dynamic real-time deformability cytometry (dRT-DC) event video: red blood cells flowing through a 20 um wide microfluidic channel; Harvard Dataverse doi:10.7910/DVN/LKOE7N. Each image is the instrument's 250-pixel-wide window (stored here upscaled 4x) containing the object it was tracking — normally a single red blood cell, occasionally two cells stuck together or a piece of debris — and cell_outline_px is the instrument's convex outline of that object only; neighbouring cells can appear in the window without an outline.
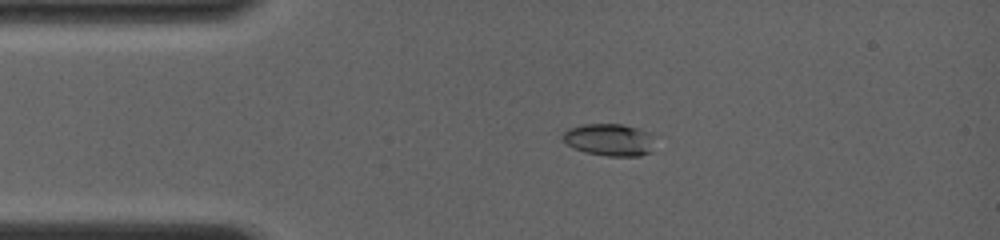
{"species": "common noctule bat (a hibernating species)", "species_latin": "Nyctalus noctula", "temperature_condition": "room temperature", "stored_images_in_passage": 18, "camera_frame_rate_fps": 4000, "um_per_image_px": 0.085, "animal": {"sex": "female", "body_mass_g": 19.0, "forearm_length_mm": 56.7}, "frame": {"image": 1, "passage_image": 5, "time_ms": 2.75, "image_size_px": [1000, 240], "cell_outline_px": [[652, 152], [640, 156], [608, 156], [584, 152], [572, 148], [564, 140], [564, 132], [568, 128], [584, 124], [620, 124], [636, 128], [648, 132]], "centroid_in_image_um": [51.74, 11.89], "position_along_channel_um": 33.3, "area_um2": 16.94}}
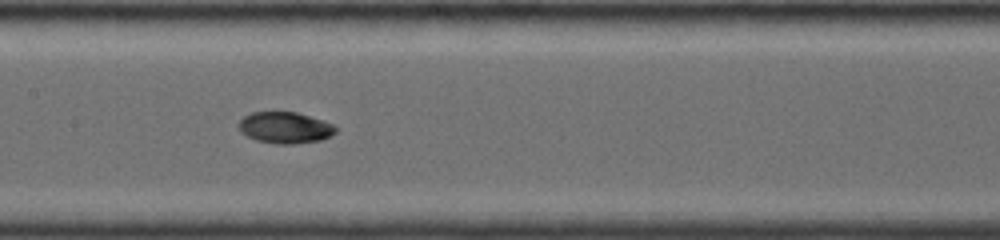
{"frame": {"image": 2, "passage_image": 12, "time_ms": 7.25, "image_size_px": [1000, 240], "cell_outline_px": [[336, 132], [320, 140], [292, 144], [276, 144], [256, 140], [240, 132], [240, 120], [244, 116], [252, 112], [296, 112], [332, 124], [336, 128]], "centroid_in_image_um": [24.2, 10.85], "position_along_channel_um": 183.2, "area_um2": 17.4}}
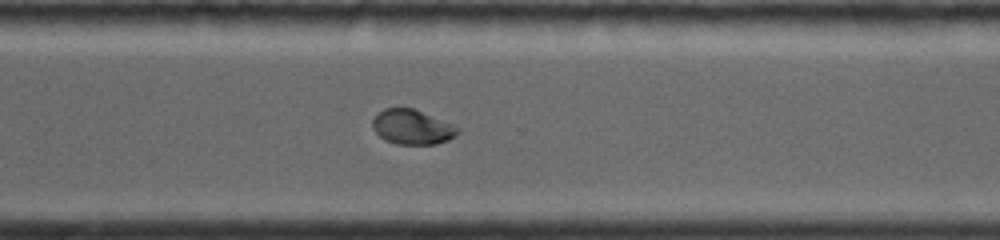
{"frame": {"image": 3, "passage_image": 18, "time_ms": 11.0, "image_size_px": [1000, 240], "cell_outline_px": [[460, 132], [448, 140], [436, 144], [396, 144], [380, 136], [372, 128], [372, 120], [384, 108], [412, 108], [452, 124], [460, 128]], "centroid_in_image_um": [35.04, 10.8], "position_along_channel_um": 335.6, "area_um2": 16.99}}